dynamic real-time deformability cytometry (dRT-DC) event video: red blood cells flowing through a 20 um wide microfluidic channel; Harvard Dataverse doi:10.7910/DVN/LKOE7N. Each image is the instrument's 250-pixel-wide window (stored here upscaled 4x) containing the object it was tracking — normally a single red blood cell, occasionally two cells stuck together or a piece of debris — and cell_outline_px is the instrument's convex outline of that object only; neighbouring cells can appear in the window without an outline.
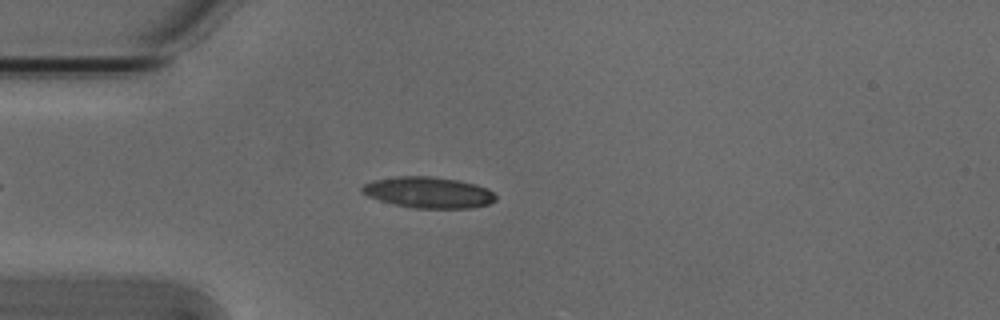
{"species": "Egyptian fruit bat (a non-hibernating species)", "species_latin": "Rousettus aegyptiacus", "temperature_condition": "cold", "stored_images_in_passage": 4, "camera_frame_rate_fps": 3000, "um_per_image_px": 0.085, "animal": {"sex": "male"}, "frame": {"image": 1, "passage_image": 3, "time_ms": 0.667, "image_size_px": [1000, 320], "cell_outline_px": [[496, 200], [488, 204], [472, 208], [412, 208], [380, 200], [368, 196], [360, 192], [360, 188], [364, 184], [372, 180], [396, 176], [428, 176], [456, 180], [476, 184], [488, 188], [496, 196]], "centroid_in_image_um": [36.41, 16.35], "position_along_channel_um": 48.6, "area_um2": 24.22}}